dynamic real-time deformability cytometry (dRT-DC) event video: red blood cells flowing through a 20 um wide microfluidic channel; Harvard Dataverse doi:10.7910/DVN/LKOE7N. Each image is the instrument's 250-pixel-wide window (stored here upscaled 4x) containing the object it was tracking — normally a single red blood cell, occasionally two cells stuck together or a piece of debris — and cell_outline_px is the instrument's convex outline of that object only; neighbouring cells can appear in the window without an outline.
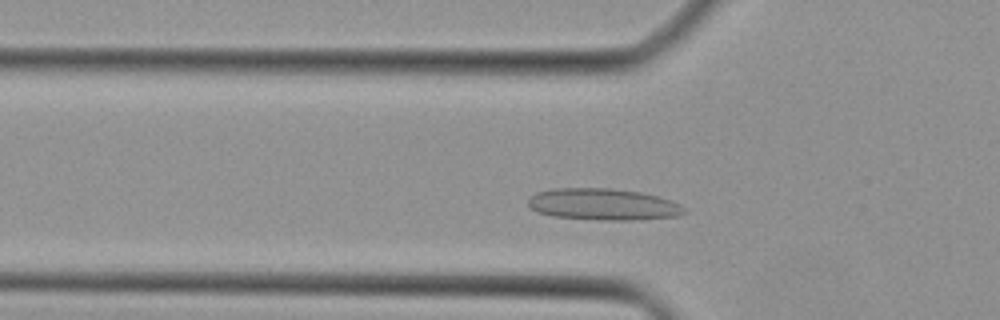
{"species": "Egyptian fruit bat (a non-hibernating species)", "species_latin": "Rousettus aegyptiacus", "temperature_condition": "cold", "stored_images_in_passage": 35, "camera_frame_rate_fps": 3000, "um_per_image_px": 0.085, "animal": {"sex": "female"}, "frame": {"image": 1, "passage_image": 4, "time_ms": 1.0, "image_size_px": [1000, 320], "cell_outline_px": [[688, 212], [680, 216], [628, 220], [600, 220], [552, 216], [536, 212], [528, 204], [528, 200], [536, 192], [552, 188], [612, 188], [640, 192], [656, 196], [680, 204]], "centroid_in_image_um": [51.25, 17.37], "position_along_channel_um": 74.5, "area_um2": 28.78}}
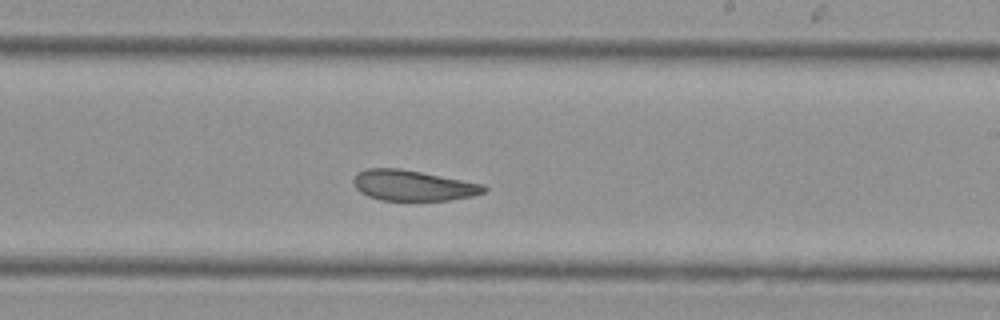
{"frame": {"image": 2, "passage_image": 16, "time_ms": 5.0, "image_size_px": [1000, 320], "cell_outline_px": [[488, 188], [484, 192], [472, 196], [448, 200], [380, 200], [368, 196], [360, 192], [356, 188], [352, 180], [356, 172], [368, 168], [400, 168], [484, 184]], "centroid_in_image_um": [35.07, 15.76], "position_along_channel_um": 253.9, "area_um2": 23.24}}
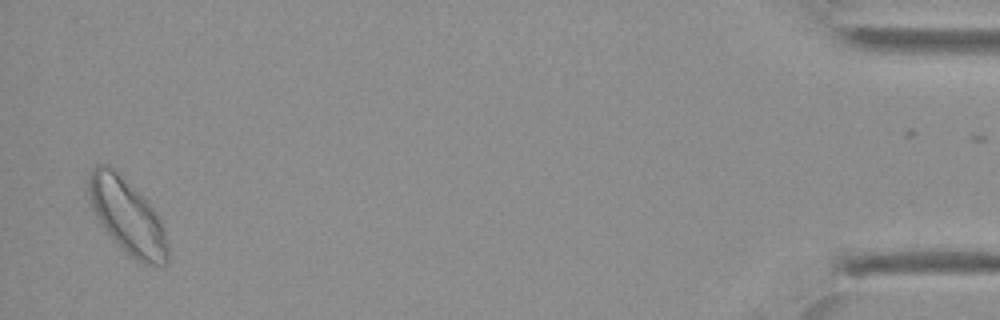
{"frame": {"image": 3, "passage_image": 33, "time_ms": 10.667, "image_size_px": [1000, 320], "cell_outline_px": [[168, 264], [164, 268], [144, 264], [136, 260], [104, 228], [92, 204], [88, 188], [88, 176], [92, 168], [96, 164], [108, 164], [152, 204], [160, 220], [168, 244]], "centroid_in_image_um": [10.88, 18.39], "position_along_channel_um": 424.3, "area_um2": 33.93}}